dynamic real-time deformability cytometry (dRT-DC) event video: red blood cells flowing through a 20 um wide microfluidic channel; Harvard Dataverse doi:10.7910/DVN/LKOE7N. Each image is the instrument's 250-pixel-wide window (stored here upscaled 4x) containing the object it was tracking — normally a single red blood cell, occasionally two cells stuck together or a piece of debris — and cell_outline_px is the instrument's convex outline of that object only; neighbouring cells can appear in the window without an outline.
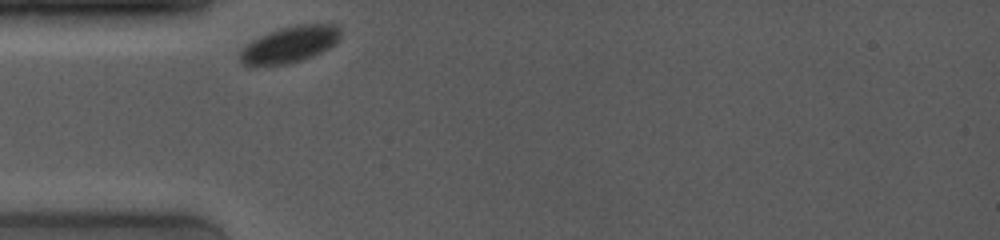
{"species": "common noctule bat (a hibernating species)", "species_latin": "Nyctalus noctula", "temperature_condition": "room temperature", "stored_images_in_passage": 2, "camera_frame_rate_fps": 4000, "um_per_image_px": 0.085, "animal": {"sex": "female", "body_mass_g": 19.0, "forearm_length_mm": 53.3}, "frame": {"image": 1, "passage_image": 1, "time_ms": 0.0, "image_size_px": [1000, 240], "cell_outline_px": [[340, 40], [328, 48], [312, 56], [288, 64], [244, 64], [240, 60], [240, 48], [252, 40], [268, 32], [280, 28], [300, 24], [336, 24], [340, 28]], "centroid_in_image_um": [24.65, 3.75], "position_along_channel_um": 60.4, "area_um2": 21.04}}